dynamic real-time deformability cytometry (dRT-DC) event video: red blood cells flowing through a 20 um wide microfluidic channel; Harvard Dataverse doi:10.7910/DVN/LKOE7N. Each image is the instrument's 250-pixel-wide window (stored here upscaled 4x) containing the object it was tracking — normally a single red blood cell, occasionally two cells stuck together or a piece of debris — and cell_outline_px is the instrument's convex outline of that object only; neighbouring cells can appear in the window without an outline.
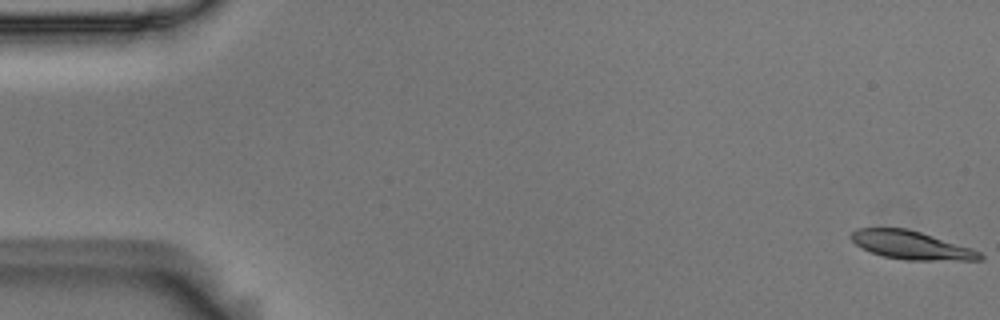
{"species": "Egyptian fruit bat (a non-hibernating species)", "species_latin": "Rousettus aegyptiacus", "temperature_condition": "room temperature", "stored_images_in_passage": 6, "camera_frame_rate_fps": 3000, "um_per_image_px": 0.085, "animal": {"sex": "male"}, "frame": {"image": 1, "passage_image": 1, "time_ms": 0.0, "image_size_px": [1000, 320], "cell_outline_px": [[984, 260], [904, 260], [884, 256], [872, 252], [856, 244], [852, 240], [852, 232], [856, 228], [908, 228], [972, 248], [980, 252], [984, 256]], "centroid_in_image_um": [77.5, 20.84], "position_along_channel_um": 7.5, "area_um2": 21.1}}